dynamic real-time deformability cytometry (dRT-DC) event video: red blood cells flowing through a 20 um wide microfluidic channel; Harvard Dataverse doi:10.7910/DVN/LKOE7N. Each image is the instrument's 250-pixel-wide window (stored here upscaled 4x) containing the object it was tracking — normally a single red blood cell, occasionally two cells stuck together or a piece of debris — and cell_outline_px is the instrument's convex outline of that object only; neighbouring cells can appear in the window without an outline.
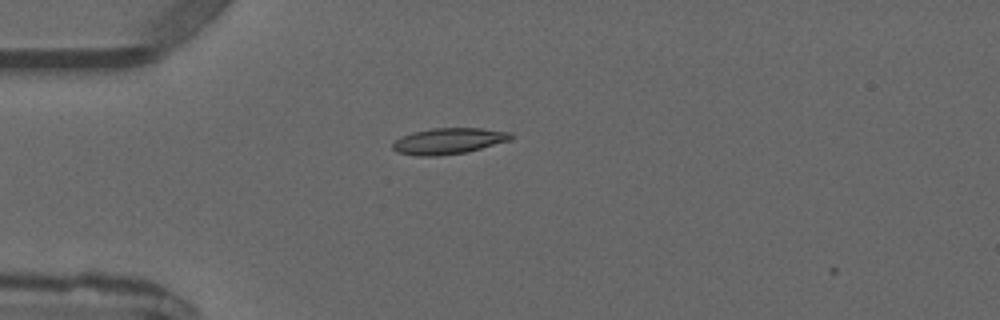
{"species": "common noctule bat (a hibernating species)", "species_latin": "Nyctalus noctula", "temperature_condition": "warm", "stored_images_in_passage": 1, "camera_frame_rate_fps": 3000, "um_per_image_px": 0.085, "animal": {"sex": "male", "forearm_length_mm": 52.5}, "frame": {"image": 1, "passage_image": 1, "time_ms": 0.0, "image_size_px": [1000, 320], "cell_outline_px": [[512, 140], [468, 152], [436, 156], [416, 156], [396, 152], [392, 148], [392, 144], [396, 140], [412, 132], [432, 128], [480, 128], [512, 132]], "centroid_in_image_um": [38.15, 11.99], "position_along_channel_um": 46.8, "area_um2": 18.09}}